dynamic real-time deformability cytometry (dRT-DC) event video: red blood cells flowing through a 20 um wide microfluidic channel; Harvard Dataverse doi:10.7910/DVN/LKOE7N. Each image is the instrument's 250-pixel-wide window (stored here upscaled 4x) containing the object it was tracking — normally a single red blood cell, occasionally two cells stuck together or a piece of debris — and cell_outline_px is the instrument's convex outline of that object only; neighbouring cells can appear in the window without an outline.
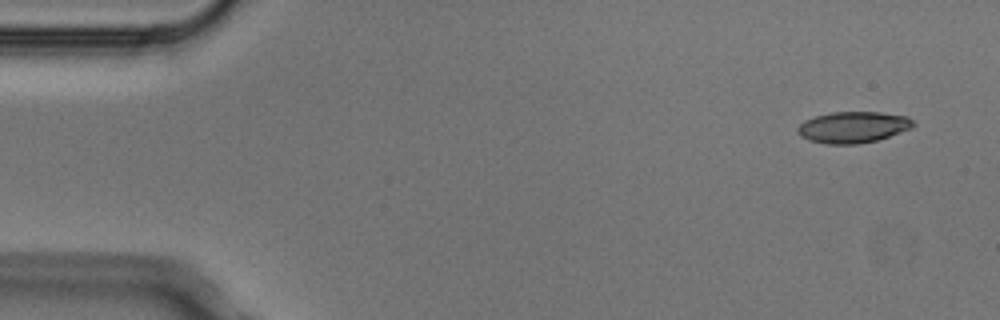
{"species": "Egyptian fruit bat (a non-hibernating species)", "species_latin": "Rousettus aegyptiacus", "temperature_condition": "cold", "stored_images_in_passage": 4, "camera_frame_rate_fps": 3000, "um_per_image_px": 0.085, "animal": {"sex": "male"}, "frame": {"image": 1, "passage_image": 1, "time_ms": 0.0, "image_size_px": [1000, 320], "cell_outline_px": [[916, 124], [912, 128], [876, 140], [860, 144], [824, 144], [808, 140], [800, 136], [796, 132], [796, 128], [804, 120], [816, 116], [832, 112], [880, 112], [908, 116]], "centroid_in_image_um": [72.48, 10.81], "position_along_channel_um": 12.5, "area_um2": 21.21}}
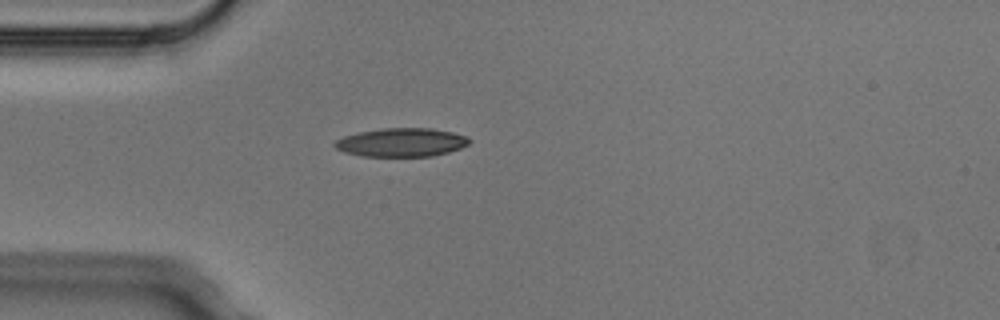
{"frame": {"image": 2, "passage_image": 4, "time_ms": 1.0, "image_size_px": [1000, 320], "cell_outline_px": [[472, 140], [468, 144], [460, 148], [448, 152], [432, 156], [364, 156], [344, 152], [336, 148], [332, 144], [336, 140], [344, 136], [360, 132], [380, 128], [432, 128], [452, 132], [464, 136]], "centroid_in_image_um": [34.11, 12.1], "position_along_channel_um": 50.9, "area_um2": 22.31}}